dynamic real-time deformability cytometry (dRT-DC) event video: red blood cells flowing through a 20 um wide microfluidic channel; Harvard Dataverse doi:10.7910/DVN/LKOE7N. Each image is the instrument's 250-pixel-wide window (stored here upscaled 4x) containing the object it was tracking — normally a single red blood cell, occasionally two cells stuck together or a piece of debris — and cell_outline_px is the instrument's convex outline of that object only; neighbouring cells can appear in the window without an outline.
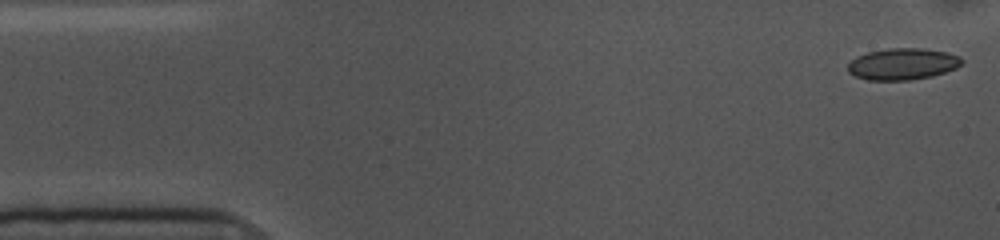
{"species": "common noctule bat (a hibernating species)", "species_latin": "Nyctalus noctula", "temperature_condition": "cold", "stored_images_in_passage": 34, "camera_frame_rate_fps": 3000, "um_per_image_px": 0.085, "animal": {"sex": "female", "body_mass_g": 10.0, "forearm_length_mm": 53.1}, "frame": {"image": 1, "passage_image": 1, "time_ms": 0.0, "image_size_px": [1000, 240], "cell_outline_px": [[964, 60], [956, 68], [932, 76], [908, 80], [868, 80], [856, 76], [848, 72], [848, 64], [856, 56], [868, 52], [888, 48], [920, 48], [948, 52], [960, 56]], "centroid_in_image_um": [76.73, 5.43], "position_along_channel_um": 8.3, "area_um2": 20.92}}
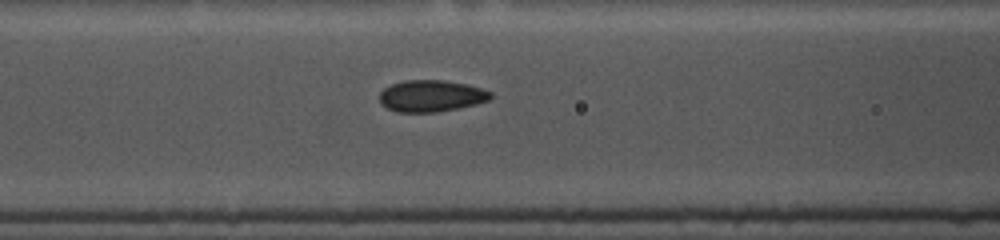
{"frame": {"image": 2, "passage_image": 20, "time_ms": 6.333, "image_size_px": [1000, 240], "cell_outline_px": [[492, 96], [488, 100], [476, 104], [460, 108], [436, 112], [396, 112], [380, 104], [380, 92], [384, 88], [392, 84], [404, 80], [440, 80], [464, 84], [480, 88], [492, 92]], "centroid_in_image_um": [36.63, 8.16], "position_along_channel_um": 130.0, "area_um2": 20.4}}
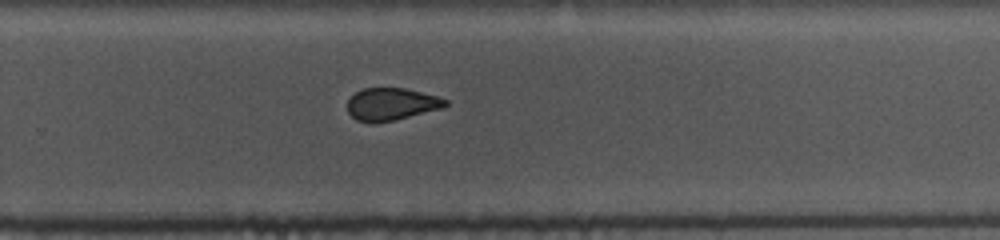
{"frame": {"image": 3, "passage_image": 34, "time_ms": 11.0, "image_size_px": [1000, 240], "cell_outline_px": [[448, 104], [444, 108], [396, 120], [372, 124], [356, 120], [348, 112], [348, 100], [356, 92], [364, 88], [404, 88], [436, 96], [448, 100]], "centroid_in_image_um": [33.27, 8.87], "position_along_channel_um": 296.5, "area_um2": 18.61}}